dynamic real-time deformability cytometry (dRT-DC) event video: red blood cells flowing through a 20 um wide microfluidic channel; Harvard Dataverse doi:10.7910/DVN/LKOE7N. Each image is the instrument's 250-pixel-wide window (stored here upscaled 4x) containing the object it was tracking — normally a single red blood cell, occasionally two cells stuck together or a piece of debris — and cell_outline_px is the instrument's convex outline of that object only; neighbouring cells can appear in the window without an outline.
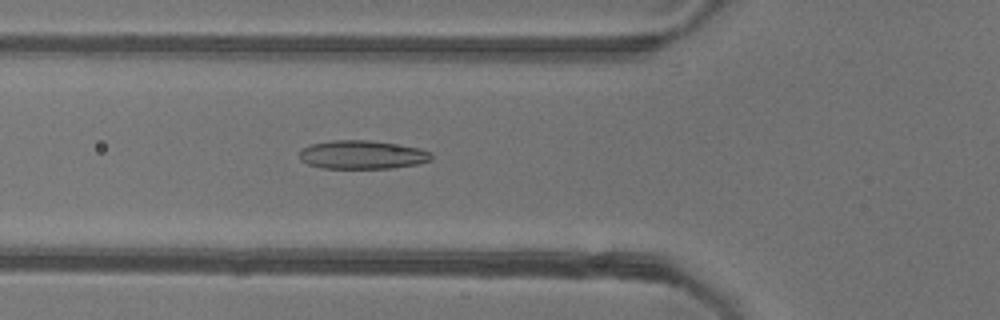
{"species": "common noctule bat (a hibernating species)", "species_latin": "Nyctalus noctula", "temperature_condition": "warm", "stored_images_in_passage": 39, "camera_frame_rate_fps": 3000, "um_per_image_px": 0.085, "animal": {"sex": "female"}, "frame": {"image": 1, "passage_image": 5, "time_ms": 1.333, "image_size_px": [1000, 320], "cell_outline_px": [[432, 160], [416, 164], [392, 168], [320, 168], [308, 164], [300, 160], [300, 152], [304, 148], [312, 144], [332, 140], [368, 140], [420, 148], [428, 152], [432, 156]], "centroid_in_image_um": [30.77, 13.16], "position_along_channel_um": 95.0, "area_um2": 21.73}}
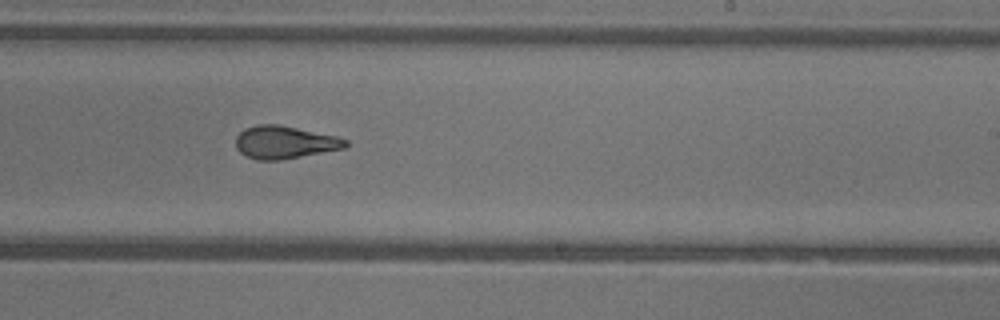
{"frame": {"image": 2, "passage_image": 18, "time_ms": 5.667, "image_size_px": [1000, 320], "cell_outline_px": [[348, 144], [344, 148], [280, 160], [256, 160], [244, 156], [236, 148], [236, 136], [244, 128], [256, 124], [276, 124], [336, 136], [348, 140]], "centroid_in_image_um": [24.14, 12.1], "position_along_channel_um": 264.9, "area_um2": 20.87}}
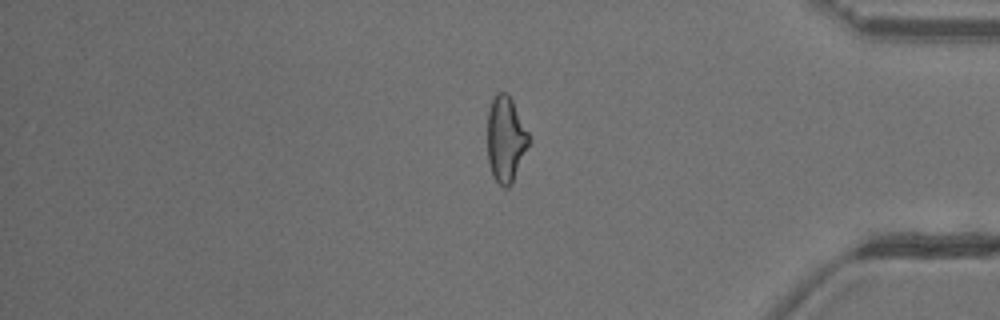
{"frame": {"image": 3, "passage_image": 30, "time_ms": 9.667, "image_size_px": [1000, 320], "cell_outline_px": [[532, 140], [512, 184], [508, 188], [504, 188], [492, 176], [488, 164], [488, 112], [492, 100], [496, 92], [508, 92]], "centroid_in_image_um": [43.0, 11.86], "position_along_channel_um": 392.2, "area_um2": 20.98}, "authors_computed_cell_mechanics": {"area_um2": 21.3282, "velocity_mm_per_s": 3.9095, "shape_relaxation_time_tau1_ms": 4.4166, "shape_relaxation_time_tau2_ms": 1.7057, "deformation_change_tau1": 0.1781, "deformation_change_tau2": 0.1094}}